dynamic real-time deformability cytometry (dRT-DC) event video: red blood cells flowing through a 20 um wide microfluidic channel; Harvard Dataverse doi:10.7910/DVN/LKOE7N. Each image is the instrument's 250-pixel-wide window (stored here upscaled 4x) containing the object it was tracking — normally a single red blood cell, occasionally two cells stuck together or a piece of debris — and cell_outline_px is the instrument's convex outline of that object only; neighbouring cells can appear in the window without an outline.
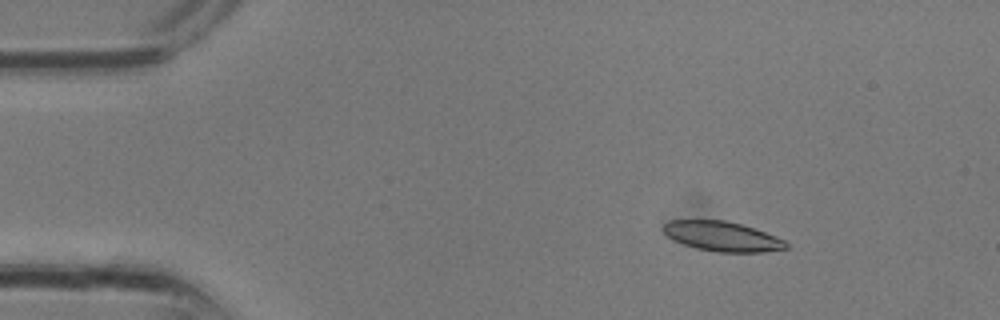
{"species": "common noctule bat (a hibernating species)", "species_latin": "Nyctalus noctula", "temperature_condition": "room temperature", "stored_images_in_passage": 5, "camera_frame_rate_fps": 3000, "um_per_image_px": 0.085, "animal": {"sex": "male", "body_mass_g": 13.3}, "frame": {"image": 1, "passage_image": 2, "time_ms": 0.333, "image_size_px": [1000, 320], "cell_outline_px": [[788, 248], [764, 252], [716, 252], [696, 248], [672, 240], [664, 232], [664, 224], [668, 220], [724, 220], [740, 224], [776, 236], [784, 240], [788, 244]], "centroid_in_image_um": [61.38, 20.1], "position_along_channel_um": 23.6, "area_um2": 21.15}}